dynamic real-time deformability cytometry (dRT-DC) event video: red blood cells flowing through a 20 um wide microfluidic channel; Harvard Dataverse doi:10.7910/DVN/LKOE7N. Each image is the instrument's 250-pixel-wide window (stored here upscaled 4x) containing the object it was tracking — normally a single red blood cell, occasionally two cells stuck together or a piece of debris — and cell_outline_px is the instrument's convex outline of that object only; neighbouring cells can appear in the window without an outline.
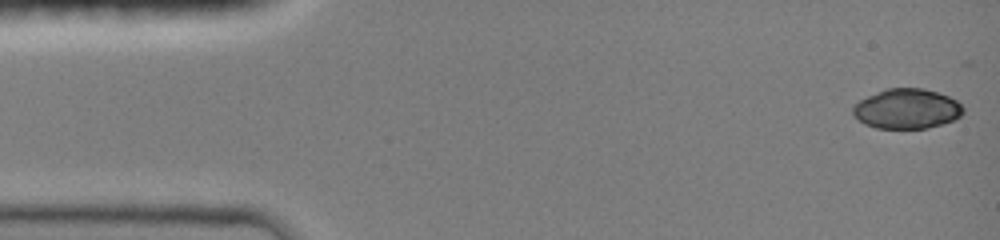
{"species": "common noctule bat (a hibernating species)", "species_latin": "Nyctalus noctula", "temperature_condition": "room temperature", "stored_images_in_passage": 47, "camera_frame_rate_fps": 3000, "um_per_image_px": 0.085, "animal": {"sex": "female", "body_mass_g": 19.0, "forearm_length_mm": 51.5}, "frame": {"image": 1, "passage_image": 1, "time_ms": 0.0, "image_size_px": [1000, 240], "cell_outline_px": [[964, 112], [960, 116], [952, 120], [928, 128], [876, 128], [864, 124], [852, 112], [852, 104], [868, 96], [888, 88], [924, 88], [948, 96], [956, 100], [964, 108]], "centroid_in_image_um": [77.07, 9.24], "position_along_channel_um": 7.9, "area_um2": 25.49}}
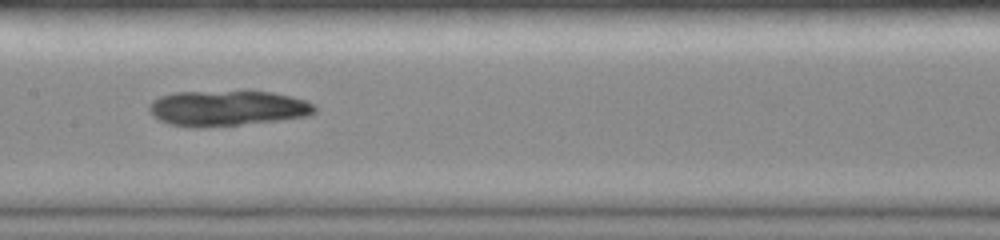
{"frame": {"image": 2, "passage_image": 23, "time_ms": 7.333, "image_size_px": [1000, 240], "cell_outline_px": [[316, 112], [308, 116], [280, 120], [200, 128], [192, 128], [168, 124], [152, 116], [148, 108], [152, 100], [160, 96], [172, 92], [272, 92], [292, 96], [316, 104]], "centroid_in_image_um": [19.3, 9.21], "position_along_channel_um": 188.1, "area_um2": 34.28}}
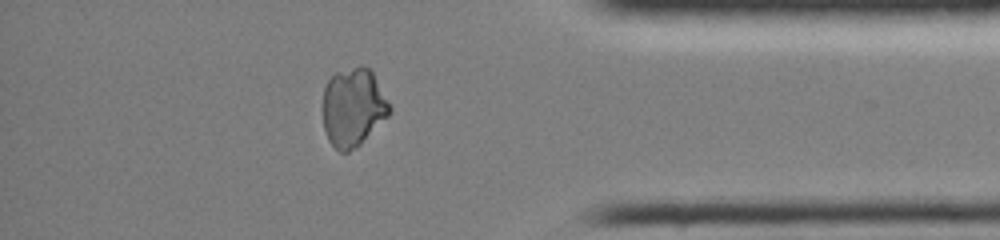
{"frame": {"image": 3, "passage_image": 40, "time_ms": 13.0, "image_size_px": [1000, 240], "cell_outline_px": [[392, 108], [388, 116], [360, 144], [348, 152], [340, 152], [328, 140], [324, 128], [324, 88], [328, 80], [336, 72], [360, 64], [364, 64], [372, 72]], "centroid_in_image_um": [30.02, 9.1], "position_along_channel_um": 405.2, "area_um2": 30.29}}